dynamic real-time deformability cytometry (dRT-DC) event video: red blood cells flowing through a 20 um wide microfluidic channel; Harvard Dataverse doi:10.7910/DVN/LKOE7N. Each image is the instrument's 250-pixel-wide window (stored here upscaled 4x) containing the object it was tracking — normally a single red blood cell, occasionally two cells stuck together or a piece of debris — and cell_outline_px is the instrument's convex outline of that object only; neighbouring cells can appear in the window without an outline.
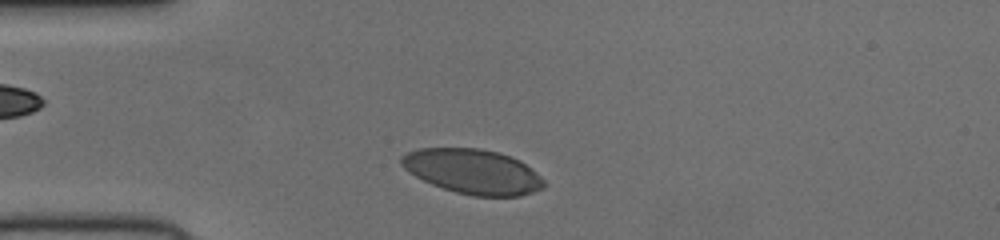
{"species": "human", "species_latin": "Homo sapiens", "temperature_condition": "cold", "stored_images_in_passage": 36, "camera_frame_rate_fps": 3000, "um_per_image_px": 0.085, "donor": {"sex": "female"}, "frame": {"image": 1, "passage_image": 3, "time_ms": 0.667, "image_size_px": [1000, 240], "cell_outline_px": [[548, 184], [544, 188], [520, 196], [472, 196], [456, 192], [432, 184], [408, 172], [400, 164], [400, 156], [408, 152], [420, 148], [480, 148], [512, 156], [520, 160], [536, 172]], "centroid_in_image_um": [40.21, 14.58], "position_along_channel_um": 44.8, "area_um2": 37.28}}
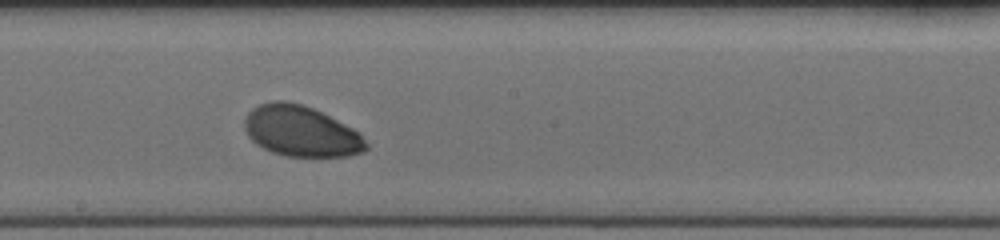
{"frame": {"image": 2, "passage_image": 18, "time_ms": 5.667, "image_size_px": [1000, 240], "cell_outline_px": [[368, 148], [364, 152], [348, 156], [288, 156], [272, 152], [256, 144], [248, 136], [244, 128], [244, 120], [248, 112], [252, 108], [260, 104], [272, 100], [284, 100], [304, 104], [360, 132], [368, 144]], "centroid_in_image_um": [25.58, 11.15], "position_along_channel_um": 222.6, "area_um2": 35.95}}
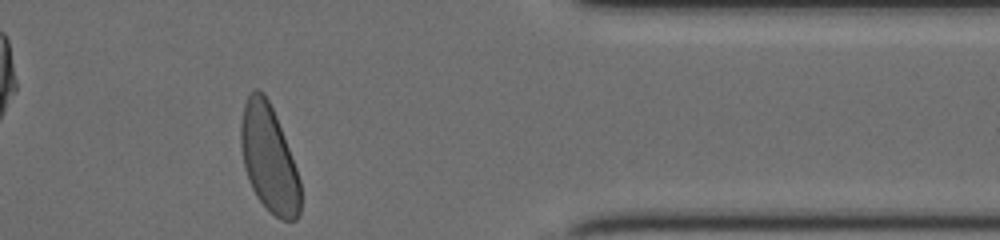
{"frame": {"image": 3, "passage_image": 32, "time_ms": 10.333, "image_size_px": [1000, 240], "cell_outline_px": [[300, 212], [296, 220], [280, 220], [256, 196], [248, 180], [244, 168], [240, 144], [240, 124], [244, 104], [248, 96], [256, 88], [260, 88], [264, 92], [276, 116], [296, 168], [300, 180]], "centroid_in_image_um": [22.84, 13.46], "position_along_channel_um": 388.6, "area_um2": 36.93}}